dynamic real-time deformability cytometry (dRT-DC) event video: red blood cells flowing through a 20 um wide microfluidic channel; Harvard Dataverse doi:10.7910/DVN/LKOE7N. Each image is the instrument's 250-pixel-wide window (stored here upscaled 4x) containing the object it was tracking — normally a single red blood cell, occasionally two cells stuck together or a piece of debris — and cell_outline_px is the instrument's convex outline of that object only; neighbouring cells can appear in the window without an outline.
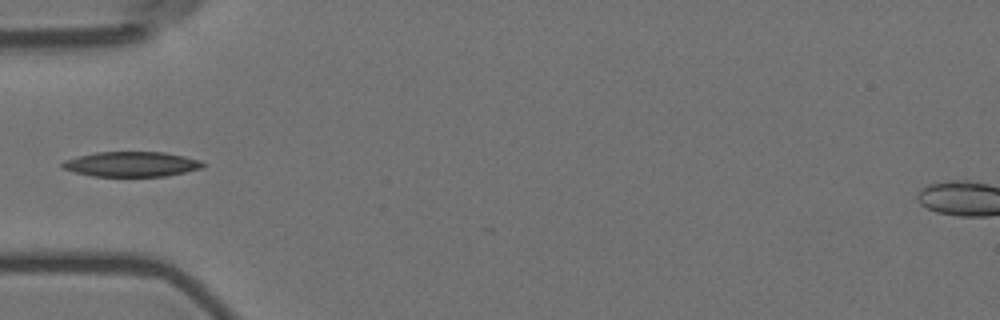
{"species": "Egyptian fruit bat (a non-hibernating species)", "species_latin": "Rousettus aegyptiacus", "temperature_condition": "room temperature", "stored_images_in_passage": 7, "camera_frame_rate_fps": 3000, "um_per_image_px": 0.085, "animal": {"sex": "female"}, "frame": {"image": 1, "passage_image": 5, "time_ms": 5.0, "image_size_px": [1000, 320], "cell_outline_px": [[204, 164], [200, 168], [168, 176], [92, 176], [60, 168], [60, 164], [64, 160], [76, 156], [96, 152], [164, 152], [184, 156], [200, 160]], "centroid_in_image_um": [11.12, 13.95], "position_along_channel_um": 73.9, "area_um2": 20.46}}
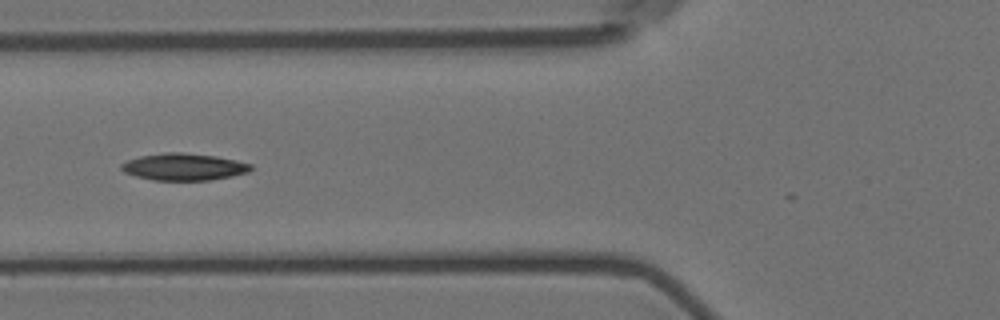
{"frame": {"image": 2, "passage_image": 6, "time_ms": 6.0, "image_size_px": [1000, 320], "cell_outline_px": [[252, 168], [248, 172], [232, 176], [212, 180], [152, 180], [136, 176], [124, 172], [120, 168], [120, 164], [128, 160], [140, 156], [164, 152], [180, 152], [216, 156], [236, 160], [252, 164]], "centroid_in_image_um": [15.62, 14.18], "position_along_channel_um": 110.2, "area_um2": 20.4}}
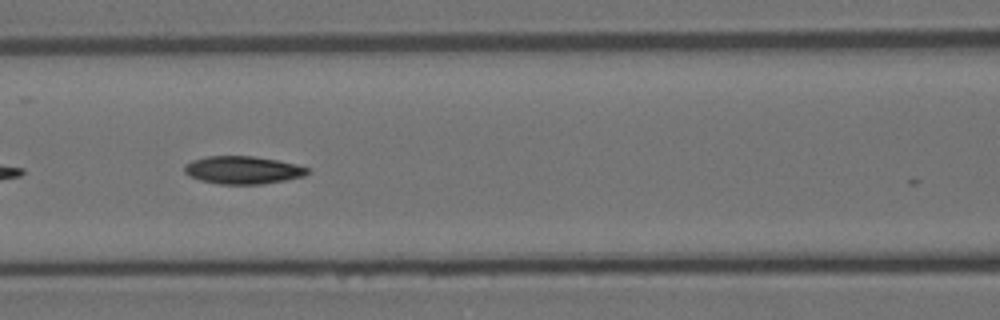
{"frame": {"image": 3, "passage_image": 7, "time_ms": 7.0, "image_size_px": [1000, 320], "cell_outline_px": [[308, 172], [304, 176], [284, 180], [260, 184], [220, 184], [200, 180], [184, 172], [184, 164], [192, 160], [204, 156], [252, 156], [276, 160], [296, 164], [308, 168]], "centroid_in_image_um": [20.6, 14.44], "position_along_channel_um": 146.0, "area_um2": 19.77}}